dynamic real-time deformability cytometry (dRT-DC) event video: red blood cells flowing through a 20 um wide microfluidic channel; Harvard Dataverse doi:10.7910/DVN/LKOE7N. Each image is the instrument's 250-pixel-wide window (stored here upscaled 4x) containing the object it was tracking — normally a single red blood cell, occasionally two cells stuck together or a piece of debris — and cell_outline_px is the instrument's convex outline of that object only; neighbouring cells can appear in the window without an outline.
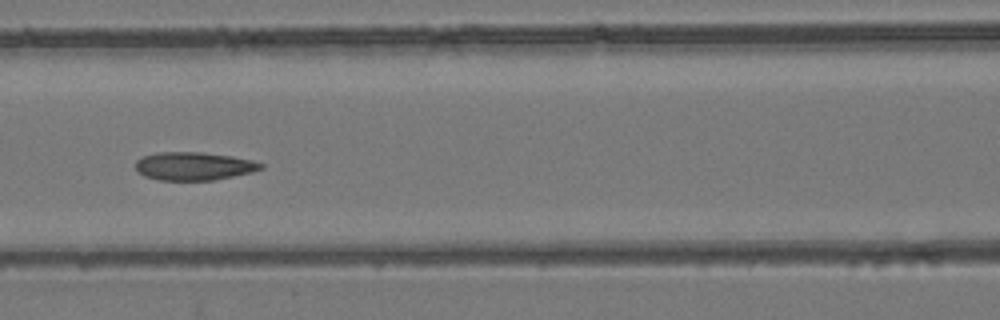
{"species": "common noctule bat (a hibernating species)", "species_latin": "Nyctalus noctula", "temperature_condition": "room temperature", "stored_images_in_passage": 9, "camera_frame_rate_fps": 3000, "um_per_image_px": 0.085, "animal": {"sex": "female", "body_mass_g": 24.6, "forearm_length_mm": 56.2}, "frame": {"image": 1, "passage_image": 7, "time_ms": 2.0, "image_size_px": [1000, 320], "cell_outline_px": [[264, 168], [252, 172], [212, 180], [160, 180], [144, 176], [136, 168], [136, 160], [144, 156], [156, 152], [200, 152], [232, 156], [252, 160], [264, 164]], "centroid_in_image_um": [16.49, 14.11], "position_along_channel_um": 150.1, "area_um2": 20.46}}
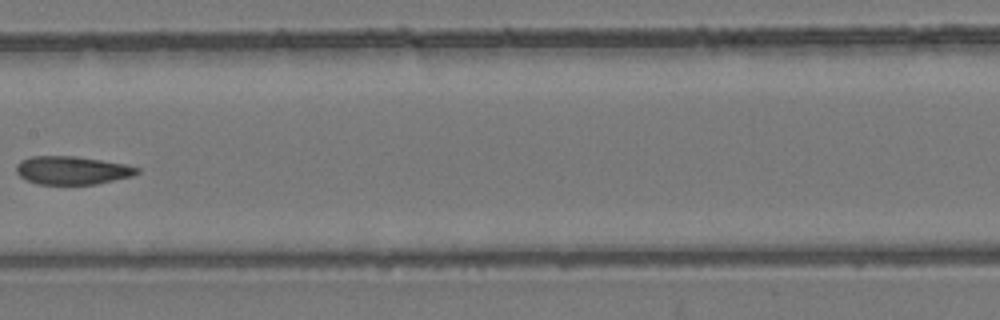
{"frame": {"image": 2, "passage_image": 8, "time_ms": 2.333, "image_size_px": [1000, 320], "cell_outline_px": [[140, 172], [132, 176], [96, 184], [36, 184], [24, 180], [16, 172], [16, 164], [20, 160], [32, 156], [76, 156], [124, 164], [140, 168]], "centroid_in_image_um": [6.09, 14.48], "position_along_channel_um": 201.3, "area_um2": 19.94}}
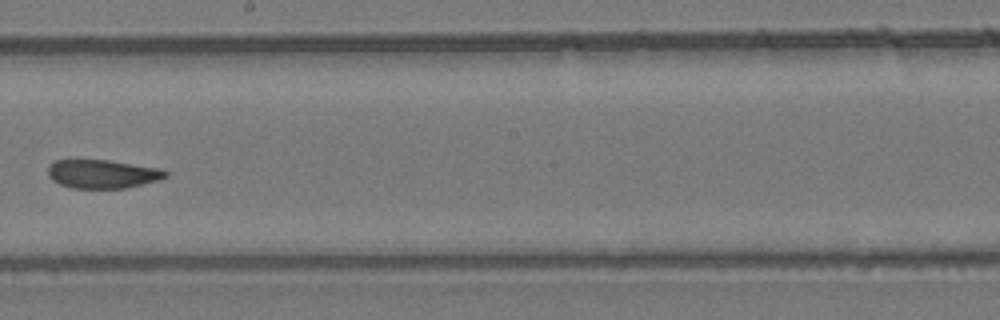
{"frame": {"image": 3, "passage_image": 9, "time_ms": 2.667, "image_size_px": [1000, 320], "cell_outline_px": [[168, 176], [160, 180], [124, 188], [72, 188], [60, 184], [52, 180], [48, 176], [48, 168], [56, 160], [108, 160], [160, 168], [168, 172]], "centroid_in_image_um": [8.73, 14.79], "position_along_channel_um": 239.5, "area_um2": 19.54}}